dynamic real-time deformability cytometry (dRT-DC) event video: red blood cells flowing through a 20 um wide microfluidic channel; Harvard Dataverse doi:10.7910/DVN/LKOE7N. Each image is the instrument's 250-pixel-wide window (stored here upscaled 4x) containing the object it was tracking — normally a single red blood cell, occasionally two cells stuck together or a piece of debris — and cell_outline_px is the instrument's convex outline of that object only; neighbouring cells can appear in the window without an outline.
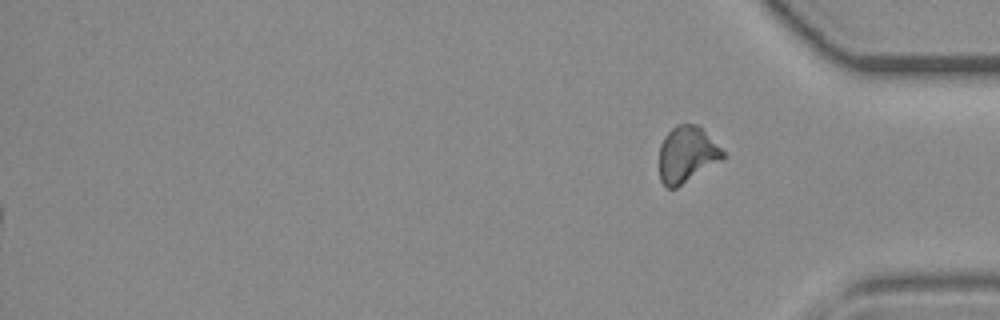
{"species": "common noctule bat (a hibernating species)", "species_latin": "Nyctalus noctula", "temperature_condition": "room temperature", "stored_images_in_passage": 35, "segment_of_instrument_passage": [2, 2], "camera_frame_rate_fps": 3000, "um_per_image_px": 0.085, "animal": {"sex": "female", "body_mass_g": 19.3, "forearm_length_mm": 54.1}, "frame": {"image": 1, "passage_image": 35, "time_ms": 11.333, "image_size_px": [1000, 320], "cell_outline_px": [[724, 156], [676, 188], [668, 188], [660, 180], [660, 144], [664, 136], [676, 124], [700, 124], [724, 152]], "centroid_in_image_um": [58.35, 13.07], "position_along_channel_um": 376.9, "area_um2": 20.4}}